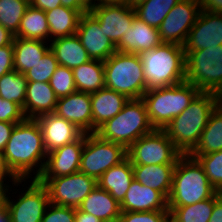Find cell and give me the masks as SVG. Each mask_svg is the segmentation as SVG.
Wrapping results in <instances>:
<instances>
[{
    "label": "cell",
    "mask_w": 222,
    "mask_h": 222,
    "mask_svg": "<svg viewBox=\"0 0 222 222\" xmlns=\"http://www.w3.org/2000/svg\"><path fill=\"white\" fill-rule=\"evenodd\" d=\"M6 188V186L0 185V206L4 203V195Z\"/></svg>",
    "instance_id": "55"
},
{
    "label": "cell",
    "mask_w": 222,
    "mask_h": 222,
    "mask_svg": "<svg viewBox=\"0 0 222 222\" xmlns=\"http://www.w3.org/2000/svg\"><path fill=\"white\" fill-rule=\"evenodd\" d=\"M14 37L49 42V26L45 11L29 6Z\"/></svg>",
    "instance_id": "32"
},
{
    "label": "cell",
    "mask_w": 222,
    "mask_h": 222,
    "mask_svg": "<svg viewBox=\"0 0 222 222\" xmlns=\"http://www.w3.org/2000/svg\"><path fill=\"white\" fill-rule=\"evenodd\" d=\"M217 193L203 167L190 155H181L173 172L168 206H189L212 198Z\"/></svg>",
    "instance_id": "4"
},
{
    "label": "cell",
    "mask_w": 222,
    "mask_h": 222,
    "mask_svg": "<svg viewBox=\"0 0 222 222\" xmlns=\"http://www.w3.org/2000/svg\"><path fill=\"white\" fill-rule=\"evenodd\" d=\"M134 180L133 168L130 160L126 158L120 164L112 166L97 180L98 186L106 190L121 204L124 200L131 182Z\"/></svg>",
    "instance_id": "25"
},
{
    "label": "cell",
    "mask_w": 222,
    "mask_h": 222,
    "mask_svg": "<svg viewBox=\"0 0 222 222\" xmlns=\"http://www.w3.org/2000/svg\"><path fill=\"white\" fill-rule=\"evenodd\" d=\"M201 10L210 13H222V0H200Z\"/></svg>",
    "instance_id": "48"
},
{
    "label": "cell",
    "mask_w": 222,
    "mask_h": 222,
    "mask_svg": "<svg viewBox=\"0 0 222 222\" xmlns=\"http://www.w3.org/2000/svg\"><path fill=\"white\" fill-rule=\"evenodd\" d=\"M49 26V43L60 37L76 34L81 14L72 8L59 6L45 12Z\"/></svg>",
    "instance_id": "29"
},
{
    "label": "cell",
    "mask_w": 222,
    "mask_h": 222,
    "mask_svg": "<svg viewBox=\"0 0 222 222\" xmlns=\"http://www.w3.org/2000/svg\"><path fill=\"white\" fill-rule=\"evenodd\" d=\"M198 160L217 192H222V150L205 155H190Z\"/></svg>",
    "instance_id": "37"
},
{
    "label": "cell",
    "mask_w": 222,
    "mask_h": 222,
    "mask_svg": "<svg viewBox=\"0 0 222 222\" xmlns=\"http://www.w3.org/2000/svg\"><path fill=\"white\" fill-rule=\"evenodd\" d=\"M84 133H92V106L89 93L76 91L58 98L55 112Z\"/></svg>",
    "instance_id": "19"
},
{
    "label": "cell",
    "mask_w": 222,
    "mask_h": 222,
    "mask_svg": "<svg viewBox=\"0 0 222 222\" xmlns=\"http://www.w3.org/2000/svg\"><path fill=\"white\" fill-rule=\"evenodd\" d=\"M170 211L121 212L118 222H168Z\"/></svg>",
    "instance_id": "40"
},
{
    "label": "cell",
    "mask_w": 222,
    "mask_h": 222,
    "mask_svg": "<svg viewBox=\"0 0 222 222\" xmlns=\"http://www.w3.org/2000/svg\"><path fill=\"white\" fill-rule=\"evenodd\" d=\"M200 10V0H180L158 28L162 43L183 46Z\"/></svg>",
    "instance_id": "13"
},
{
    "label": "cell",
    "mask_w": 222,
    "mask_h": 222,
    "mask_svg": "<svg viewBox=\"0 0 222 222\" xmlns=\"http://www.w3.org/2000/svg\"><path fill=\"white\" fill-rule=\"evenodd\" d=\"M76 208L49 203L41 222H75Z\"/></svg>",
    "instance_id": "41"
},
{
    "label": "cell",
    "mask_w": 222,
    "mask_h": 222,
    "mask_svg": "<svg viewBox=\"0 0 222 222\" xmlns=\"http://www.w3.org/2000/svg\"><path fill=\"white\" fill-rule=\"evenodd\" d=\"M175 166L176 164L132 165V168L136 181L161 192L168 199Z\"/></svg>",
    "instance_id": "24"
},
{
    "label": "cell",
    "mask_w": 222,
    "mask_h": 222,
    "mask_svg": "<svg viewBox=\"0 0 222 222\" xmlns=\"http://www.w3.org/2000/svg\"><path fill=\"white\" fill-rule=\"evenodd\" d=\"M142 98L129 99L123 109L100 126L96 134L102 139L123 145L126 149L143 135L152 132Z\"/></svg>",
    "instance_id": "6"
},
{
    "label": "cell",
    "mask_w": 222,
    "mask_h": 222,
    "mask_svg": "<svg viewBox=\"0 0 222 222\" xmlns=\"http://www.w3.org/2000/svg\"><path fill=\"white\" fill-rule=\"evenodd\" d=\"M85 133L76 141L47 153L45 165L38 178H54L79 171Z\"/></svg>",
    "instance_id": "17"
},
{
    "label": "cell",
    "mask_w": 222,
    "mask_h": 222,
    "mask_svg": "<svg viewBox=\"0 0 222 222\" xmlns=\"http://www.w3.org/2000/svg\"><path fill=\"white\" fill-rule=\"evenodd\" d=\"M61 5L77 10L81 15L88 12L80 3L79 0H61Z\"/></svg>",
    "instance_id": "51"
},
{
    "label": "cell",
    "mask_w": 222,
    "mask_h": 222,
    "mask_svg": "<svg viewBox=\"0 0 222 222\" xmlns=\"http://www.w3.org/2000/svg\"><path fill=\"white\" fill-rule=\"evenodd\" d=\"M29 6L30 0H0V24L15 36Z\"/></svg>",
    "instance_id": "36"
},
{
    "label": "cell",
    "mask_w": 222,
    "mask_h": 222,
    "mask_svg": "<svg viewBox=\"0 0 222 222\" xmlns=\"http://www.w3.org/2000/svg\"><path fill=\"white\" fill-rule=\"evenodd\" d=\"M100 4H123L129 5V0H99Z\"/></svg>",
    "instance_id": "54"
},
{
    "label": "cell",
    "mask_w": 222,
    "mask_h": 222,
    "mask_svg": "<svg viewBox=\"0 0 222 222\" xmlns=\"http://www.w3.org/2000/svg\"><path fill=\"white\" fill-rule=\"evenodd\" d=\"M76 90L84 93H95L105 87L104 63L91 59L73 69Z\"/></svg>",
    "instance_id": "30"
},
{
    "label": "cell",
    "mask_w": 222,
    "mask_h": 222,
    "mask_svg": "<svg viewBox=\"0 0 222 222\" xmlns=\"http://www.w3.org/2000/svg\"><path fill=\"white\" fill-rule=\"evenodd\" d=\"M200 92L193 84L181 82L167 87L147 90L141 97L151 125L164 129L170 121L180 115Z\"/></svg>",
    "instance_id": "5"
},
{
    "label": "cell",
    "mask_w": 222,
    "mask_h": 222,
    "mask_svg": "<svg viewBox=\"0 0 222 222\" xmlns=\"http://www.w3.org/2000/svg\"><path fill=\"white\" fill-rule=\"evenodd\" d=\"M58 98L49 82H27L23 113L26 118H34L54 113Z\"/></svg>",
    "instance_id": "23"
},
{
    "label": "cell",
    "mask_w": 222,
    "mask_h": 222,
    "mask_svg": "<svg viewBox=\"0 0 222 222\" xmlns=\"http://www.w3.org/2000/svg\"><path fill=\"white\" fill-rule=\"evenodd\" d=\"M181 155L163 129H154L127 148L132 165L176 164Z\"/></svg>",
    "instance_id": "10"
},
{
    "label": "cell",
    "mask_w": 222,
    "mask_h": 222,
    "mask_svg": "<svg viewBox=\"0 0 222 222\" xmlns=\"http://www.w3.org/2000/svg\"><path fill=\"white\" fill-rule=\"evenodd\" d=\"M146 0H129V6L130 7H136L138 4L144 2Z\"/></svg>",
    "instance_id": "56"
},
{
    "label": "cell",
    "mask_w": 222,
    "mask_h": 222,
    "mask_svg": "<svg viewBox=\"0 0 222 222\" xmlns=\"http://www.w3.org/2000/svg\"><path fill=\"white\" fill-rule=\"evenodd\" d=\"M121 212L169 211L168 199L159 191L142 185L135 179L131 182Z\"/></svg>",
    "instance_id": "20"
},
{
    "label": "cell",
    "mask_w": 222,
    "mask_h": 222,
    "mask_svg": "<svg viewBox=\"0 0 222 222\" xmlns=\"http://www.w3.org/2000/svg\"><path fill=\"white\" fill-rule=\"evenodd\" d=\"M146 91L185 82L186 60L183 46L161 43L139 54Z\"/></svg>",
    "instance_id": "3"
},
{
    "label": "cell",
    "mask_w": 222,
    "mask_h": 222,
    "mask_svg": "<svg viewBox=\"0 0 222 222\" xmlns=\"http://www.w3.org/2000/svg\"><path fill=\"white\" fill-rule=\"evenodd\" d=\"M127 158V149L102 139L96 133H85L79 171L98 180L112 166Z\"/></svg>",
    "instance_id": "9"
},
{
    "label": "cell",
    "mask_w": 222,
    "mask_h": 222,
    "mask_svg": "<svg viewBox=\"0 0 222 222\" xmlns=\"http://www.w3.org/2000/svg\"><path fill=\"white\" fill-rule=\"evenodd\" d=\"M209 222H222V194L217 192L214 195V208Z\"/></svg>",
    "instance_id": "46"
},
{
    "label": "cell",
    "mask_w": 222,
    "mask_h": 222,
    "mask_svg": "<svg viewBox=\"0 0 222 222\" xmlns=\"http://www.w3.org/2000/svg\"><path fill=\"white\" fill-rule=\"evenodd\" d=\"M3 155L7 168L17 180L38 179L43 171L47 152L37 119L25 118L15 125ZM32 171L34 177L30 176Z\"/></svg>",
    "instance_id": "1"
},
{
    "label": "cell",
    "mask_w": 222,
    "mask_h": 222,
    "mask_svg": "<svg viewBox=\"0 0 222 222\" xmlns=\"http://www.w3.org/2000/svg\"><path fill=\"white\" fill-rule=\"evenodd\" d=\"M59 66L54 53L49 50L44 57L25 73L27 82H49Z\"/></svg>",
    "instance_id": "38"
},
{
    "label": "cell",
    "mask_w": 222,
    "mask_h": 222,
    "mask_svg": "<svg viewBox=\"0 0 222 222\" xmlns=\"http://www.w3.org/2000/svg\"><path fill=\"white\" fill-rule=\"evenodd\" d=\"M221 102L219 94L200 91L189 107L163 129L182 155H189L195 149L211 113Z\"/></svg>",
    "instance_id": "2"
},
{
    "label": "cell",
    "mask_w": 222,
    "mask_h": 222,
    "mask_svg": "<svg viewBox=\"0 0 222 222\" xmlns=\"http://www.w3.org/2000/svg\"><path fill=\"white\" fill-rule=\"evenodd\" d=\"M36 119L43 133L47 153L78 140L84 134L77 126L56 113L44 114Z\"/></svg>",
    "instance_id": "18"
},
{
    "label": "cell",
    "mask_w": 222,
    "mask_h": 222,
    "mask_svg": "<svg viewBox=\"0 0 222 222\" xmlns=\"http://www.w3.org/2000/svg\"><path fill=\"white\" fill-rule=\"evenodd\" d=\"M9 178V179H7ZM12 181H11V180ZM5 180H8L9 182H12L11 184L15 185V187L18 185L20 186V184L26 180H17L10 172V170L7 168L6 166V163H5V160H4V155L3 153L0 151V185H3V186H8V184H4V182H6Z\"/></svg>",
    "instance_id": "44"
},
{
    "label": "cell",
    "mask_w": 222,
    "mask_h": 222,
    "mask_svg": "<svg viewBox=\"0 0 222 222\" xmlns=\"http://www.w3.org/2000/svg\"><path fill=\"white\" fill-rule=\"evenodd\" d=\"M17 123L0 122V151L3 153Z\"/></svg>",
    "instance_id": "45"
},
{
    "label": "cell",
    "mask_w": 222,
    "mask_h": 222,
    "mask_svg": "<svg viewBox=\"0 0 222 222\" xmlns=\"http://www.w3.org/2000/svg\"><path fill=\"white\" fill-rule=\"evenodd\" d=\"M12 70H14L13 42L0 47V78Z\"/></svg>",
    "instance_id": "43"
},
{
    "label": "cell",
    "mask_w": 222,
    "mask_h": 222,
    "mask_svg": "<svg viewBox=\"0 0 222 222\" xmlns=\"http://www.w3.org/2000/svg\"><path fill=\"white\" fill-rule=\"evenodd\" d=\"M25 118L20 105L0 97V122L19 123Z\"/></svg>",
    "instance_id": "42"
},
{
    "label": "cell",
    "mask_w": 222,
    "mask_h": 222,
    "mask_svg": "<svg viewBox=\"0 0 222 222\" xmlns=\"http://www.w3.org/2000/svg\"><path fill=\"white\" fill-rule=\"evenodd\" d=\"M75 222H102V221L97 217L93 216L92 214L86 213L76 208Z\"/></svg>",
    "instance_id": "49"
},
{
    "label": "cell",
    "mask_w": 222,
    "mask_h": 222,
    "mask_svg": "<svg viewBox=\"0 0 222 222\" xmlns=\"http://www.w3.org/2000/svg\"><path fill=\"white\" fill-rule=\"evenodd\" d=\"M78 209L92 214L102 222H118L121 215L120 204L99 186L82 201Z\"/></svg>",
    "instance_id": "26"
},
{
    "label": "cell",
    "mask_w": 222,
    "mask_h": 222,
    "mask_svg": "<svg viewBox=\"0 0 222 222\" xmlns=\"http://www.w3.org/2000/svg\"><path fill=\"white\" fill-rule=\"evenodd\" d=\"M14 35L0 24V47L10 45L13 42Z\"/></svg>",
    "instance_id": "50"
},
{
    "label": "cell",
    "mask_w": 222,
    "mask_h": 222,
    "mask_svg": "<svg viewBox=\"0 0 222 222\" xmlns=\"http://www.w3.org/2000/svg\"><path fill=\"white\" fill-rule=\"evenodd\" d=\"M47 189L49 203L78 208L82 201L98 186L97 180L80 171L54 178H38Z\"/></svg>",
    "instance_id": "11"
},
{
    "label": "cell",
    "mask_w": 222,
    "mask_h": 222,
    "mask_svg": "<svg viewBox=\"0 0 222 222\" xmlns=\"http://www.w3.org/2000/svg\"><path fill=\"white\" fill-rule=\"evenodd\" d=\"M185 81L202 92L222 97V45L197 51H185Z\"/></svg>",
    "instance_id": "8"
},
{
    "label": "cell",
    "mask_w": 222,
    "mask_h": 222,
    "mask_svg": "<svg viewBox=\"0 0 222 222\" xmlns=\"http://www.w3.org/2000/svg\"><path fill=\"white\" fill-rule=\"evenodd\" d=\"M0 222H11V217L5 203L0 206Z\"/></svg>",
    "instance_id": "52"
},
{
    "label": "cell",
    "mask_w": 222,
    "mask_h": 222,
    "mask_svg": "<svg viewBox=\"0 0 222 222\" xmlns=\"http://www.w3.org/2000/svg\"><path fill=\"white\" fill-rule=\"evenodd\" d=\"M162 43L157 28L134 17L131 29H128L122 39L116 44L117 51L123 53L140 54L143 51L152 50Z\"/></svg>",
    "instance_id": "21"
},
{
    "label": "cell",
    "mask_w": 222,
    "mask_h": 222,
    "mask_svg": "<svg viewBox=\"0 0 222 222\" xmlns=\"http://www.w3.org/2000/svg\"><path fill=\"white\" fill-rule=\"evenodd\" d=\"M30 5L46 12L61 6V0H30Z\"/></svg>",
    "instance_id": "47"
},
{
    "label": "cell",
    "mask_w": 222,
    "mask_h": 222,
    "mask_svg": "<svg viewBox=\"0 0 222 222\" xmlns=\"http://www.w3.org/2000/svg\"><path fill=\"white\" fill-rule=\"evenodd\" d=\"M222 45V13L200 10L183 45L184 51H197Z\"/></svg>",
    "instance_id": "16"
},
{
    "label": "cell",
    "mask_w": 222,
    "mask_h": 222,
    "mask_svg": "<svg viewBox=\"0 0 222 222\" xmlns=\"http://www.w3.org/2000/svg\"><path fill=\"white\" fill-rule=\"evenodd\" d=\"M214 196L189 206H168L171 222H209Z\"/></svg>",
    "instance_id": "33"
},
{
    "label": "cell",
    "mask_w": 222,
    "mask_h": 222,
    "mask_svg": "<svg viewBox=\"0 0 222 222\" xmlns=\"http://www.w3.org/2000/svg\"><path fill=\"white\" fill-rule=\"evenodd\" d=\"M27 79L25 74L12 70L0 78V97L24 108Z\"/></svg>",
    "instance_id": "35"
},
{
    "label": "cell",
    "mask_w": 222,
    "mask_h": 222,
    "mask_svg": "<svg viewBox=\"0 0 222 222\" xmlns=\"http://www.w3.org/2000/svg\"><path fill=\"white\" fill-rule=\"evenodd\" d=\"M49 42L42 40L13 38L14 70L25 74L50 50Z\"/></svg>",
    "instance_id": "27"
},
{
    "label": "cell",
    "mask_w": 222,
    "mask_h": 222,
    "mask_svg": "<svg viewBox=\"0 0 222 222\" xmlns=\"http://www.w3.org/2000/svg\"><path fill=\"white\" fill-rule=\"evenodd\" d=\"M50 42V50L54 53L59 66L73 70L91 60L76 34L56 38Z\"/></svg>",
    "instance_id": "28"
},
{
    "label": "cell",
    "mask_w": 222,
    "mask_h": 222,
    "mask_svg": "<svg viewBox=\"0 0 222 222\" xmlns=\"http://www.w3.org/2000/svg\"><path fill=\"white\" fill-rule=\"evenodd\" d=\"M104 63L105 87L139 99L146 92L143 64L139 54L116 51Z\"/></svg>",
    "instance_id": "7"
},
{
    "label": "cell",
    "mask_w": 222,
    "mask_h": 222,
    "mask_svg": "<svg viewBox=\"0 0 222 222\" xmlns=\"http://www.w3.org/2000/svg\"><path fill=\"white\" fill-rule=\"evenodd\" d=\"M222 150V102L213 110L200 140L189 155H205Z\"/></svg>",
    "instance_id": "31"
},
{
    "label": "cell",
    "mask_w": 222,
    "mask_h": 222,
    "mask_svg": "<svg viewBox=\"0 0 222 222\" xmlns=\"http://www.w3.org/2000/svg\"><path fill=\"white\" fill-rule=\"evenodd\" d=\"M29 183V187L26 186L27 190L24 189L21 195H17L18 199L14 202L13 199L10 200L9 193V190L12 191V186L8 185L6 188L4 203L7 206L11 222H41L43 218L49 204L48 191L37 179H32Z\"/></svg>",
    "instance_id": "12"
},
{
    "label": "cell",
    "mask_w": 222,
    "mask_h": 222,
    "mask_svg": "<svg viewBox=\"0 0 222 222\" xmlns=\"http://www.w3.org/2000/svg\"><path fill=\"white\" fill-rule=\"evenodd\" d=\"M98 21L107 38L115 45L126 34L136 16L135 9L123 4H98L89 11Z\"/></svg>",
    "instance_id": "14"
},
{
    "label": "cell",
    "mask_w": 222,
    "mask_h": 222,
    "mask_svg": "<svg viewBox=\"0 0 222 222\" xmlns=\"http://www.w3.org/2000/svg\"><path fill=\"white\" fill-rule=\"evenodd\" d=\"M92 106V133L107 120L116 116L129 101V99L107 87L90 94Z\"/></svg>",
    "instance_id": "22"
},
{
    "label": "cell",
    "mask_w": 222,
    "mask_h": 222,
    "mask_svg": "<svg viewBox=\"0 0 222 222\" xmlns=\"http://www.w3.org/2000/svg\"><path fill=\"white\" fill-rule=\"evenodd\" d=\"M50 86L57 98L68 96L76 92L73 70L68 67L58 66L50 78Z\"/></svg>",
    "instance_id": "39"
},
{
    "label": "cell",
    "mask_w": 222,
    "mask_h": 222,
    "mask_svg": "<svg viewBox=\"0 0 222 222\" xmlns=\"http://www.w3.org/2000/svg\"><path fill=\"white\" fill-rule=\"evenodd\" d=\"M179 1L146 0L134 7V9L138 18L158 29L164 18Z\"/></svg>",
    "instance_id": "34"
},
{
    "label": "cell",
    "mask_w": 222,
    "mask_h": 222,
    "mask_svg": "<svg viewBox=\"0 0 222 222\" xmlns=\"http://www.w3.org/2000/svg\"><path fill=\"white\" fill-rule=\"evenodd\" d=\"M76 35L91 59L105 61L117 51L116 45L107 38L99 21L89 11L80 16Z\"/></svg>",
    "instance_id": "15"
},
{
    "label": "cell",
    "mask_w": 222,
    "mask_h": 222,
    "mask_svg": "<svg viewBox=\"0 0 222 222\" xmlns=\"http://www.w3.org/2000/svg\"><path fill=\"white\" fill-rule=\"evenodd\" d=\"M97 1V2H96ZM79 3L87 10L91 11L99 4V0H79Z\"/></svg>",
    "instance_id": "53"
}]
</instances>
